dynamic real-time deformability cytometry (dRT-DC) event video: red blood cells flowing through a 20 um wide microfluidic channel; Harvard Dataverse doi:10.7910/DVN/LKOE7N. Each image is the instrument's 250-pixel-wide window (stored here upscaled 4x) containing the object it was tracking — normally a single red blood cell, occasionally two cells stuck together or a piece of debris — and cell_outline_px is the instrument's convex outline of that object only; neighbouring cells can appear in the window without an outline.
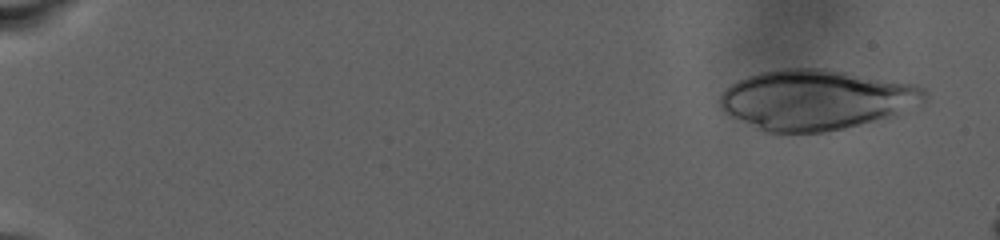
{"species": "human", "species_latin": "Homo sapiens", "temperature_condition": "warm", "stored_images_in_passage": 30, "camera_frame_rate_fps": 3000, "um_per_image_px": 0.085, "donor": {"sex": "male"}, "frame": {"image": 1, "passage_image": 5, "time_ms": 1.333, "image_size_px": [1000, 240], "cell_outline_px": [[928, 100], [896, 116], [844, 128], [824, 132], [764, 132], [728, 116], [720, 108], [720, 96], [736, 80], [760, 72], [780, 68], [828, 68], [912, 84], [924, 88], [928, 92]], "centroid_in_image_um": [69.38, 8.47], "position_along_channel_um": 15.6, "area_um2": 72.31}}